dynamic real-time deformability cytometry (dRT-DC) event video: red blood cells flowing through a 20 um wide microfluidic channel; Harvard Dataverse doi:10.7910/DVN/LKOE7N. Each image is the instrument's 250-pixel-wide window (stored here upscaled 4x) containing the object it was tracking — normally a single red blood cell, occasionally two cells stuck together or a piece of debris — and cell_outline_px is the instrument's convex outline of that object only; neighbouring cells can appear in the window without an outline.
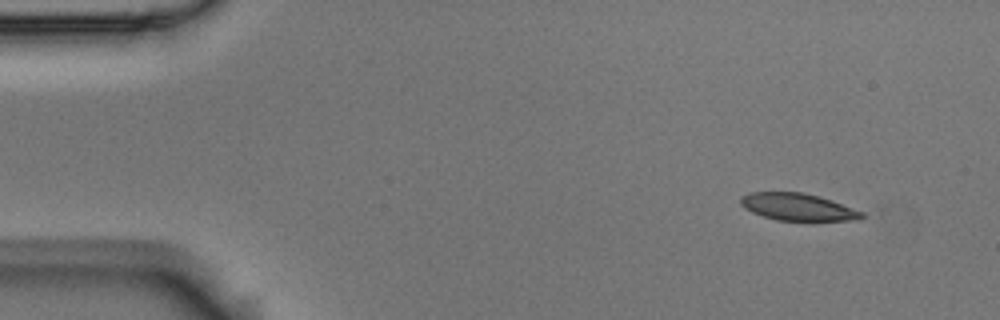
{"species": "Egyptian fruit bat (a non-hibernating species)", "species_latin": "Rousettus aegyptiacus", "temperature_condition": "room temperature", "stored_images_in_passage": 3, "camera_frame_rate_fps": 3000, "um_per_image_px": 0.085, "animal": {"sex": "male"}, "frame": {"image": 1, "passage_image": 1, "time_ms": 0.0, "image_size_px": [1000, 320], "cell_outline_px": [[864, 216], [860, 220], [812, 224], [776, 220], [752, 212], [744, 208], [740, 204], [740, 196], [752, 192], [800, 192], [820, 196], [832, 200], [864, 212]], "centroid_in_image_um": [67.9, 17.66], "position_along_channel_um": 17.1, "area_um2": 20.35}}
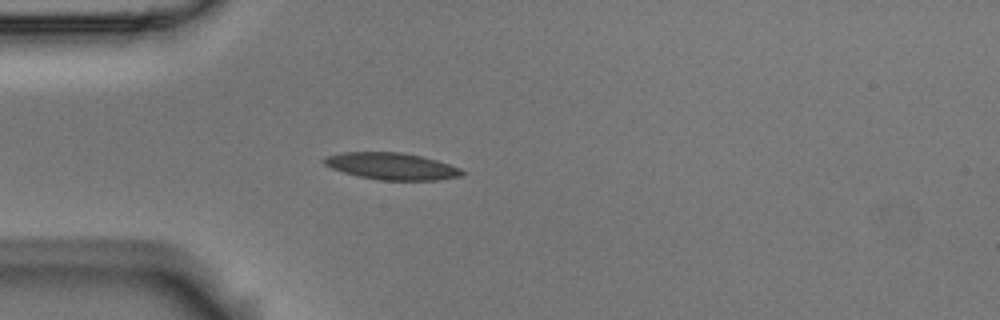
{"frame": {"image": 2, "passage_image": 3, "time_ms": 0.667, "image_size_px": [1000, 320], "cell_outline_px": [[468, 172], [460, 176], [436, 180], [376, 180], [344, 172], [332, 168], [324, 164], [320, 160], [324, 156], [340, 152], [400, 152], [420, 156], [436, 160], [460, 168]], "centroid_in_image_um": [33.26, 14.12], "position_along_channel_um": 51.7, "area_um2": 21.62}}